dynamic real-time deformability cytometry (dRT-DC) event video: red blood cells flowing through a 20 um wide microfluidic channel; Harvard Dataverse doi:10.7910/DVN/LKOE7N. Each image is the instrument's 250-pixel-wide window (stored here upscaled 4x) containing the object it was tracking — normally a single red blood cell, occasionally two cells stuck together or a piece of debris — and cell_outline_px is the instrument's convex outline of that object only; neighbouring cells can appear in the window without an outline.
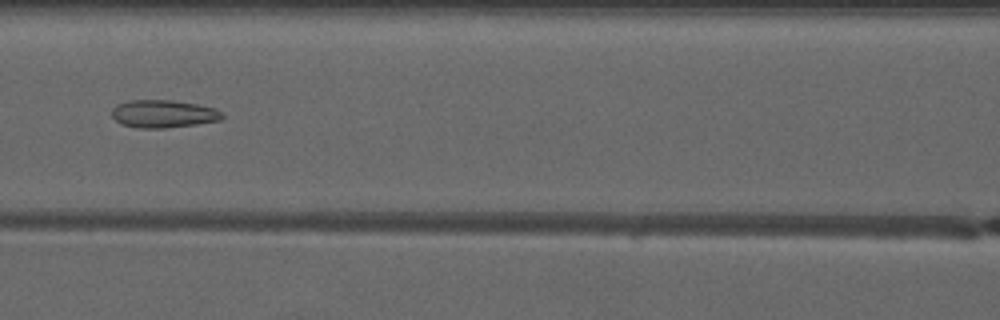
{"species": "common noctule bat (a hibernating species)", "species_latin": "Nyctalus noctula", "temperature_condition": "warm", "stored_images_in_passage": 4, "camera_frame_rate_fps": 3000, "um_per_image_px": 0.085, "animal": {"sex": "male", "forearm_length_mm": 52.5}, "frame": {"image": 1, "passage_image": 4, "time_ms": 3.333, "image_size_px": [1000, 320], "cell_outline_px": [[224, 116], [220, 120], [196, 124], [164, 128], [136, 128], [120, 124], [112, 116], [112, 108], [116, 104], [128, 100], [172, 100], [196, 104], [216, 108], [224, 112]], "centroid_in_image_um": [13.88, 9.67], "position_along_channel_um": 152.7, "area_um2": 18.03}}